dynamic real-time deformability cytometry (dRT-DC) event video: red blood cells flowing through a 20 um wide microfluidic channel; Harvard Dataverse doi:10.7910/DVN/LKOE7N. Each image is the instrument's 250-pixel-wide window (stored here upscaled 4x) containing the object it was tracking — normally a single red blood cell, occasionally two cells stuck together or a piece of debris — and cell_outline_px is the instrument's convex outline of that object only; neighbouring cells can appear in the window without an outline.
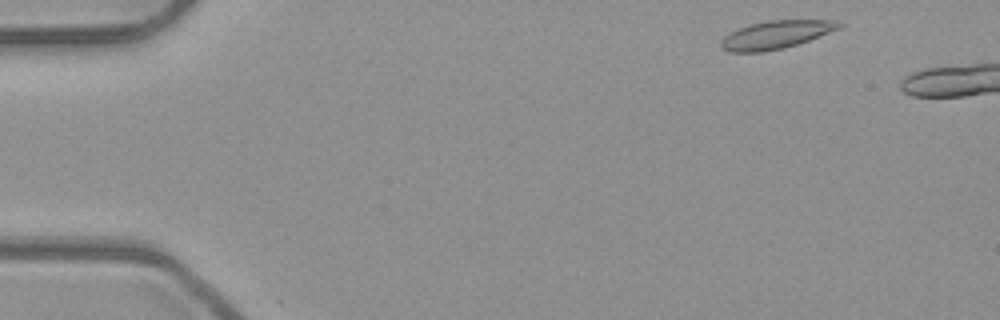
{"species": "common noctule bat (a hibernating species)", "species_latin": "Nyctalus noctula", "temperature_condition": "room temperature", "stored_images_in_passage": 3, "camera_frame_rate_fps": 3000, "um_per_image_px": 0.085, "animal": {"sex": "male", "body_mass_g": 23.1, "forearm_length_mm": 52.7}, "frame": {"image": 1, "passage_image": 1, "time_ms": 0.0, "image_size_px": [1000, 320], "cell_outline_px": [[844, 24], [840, 28], [808, 40], [784, 48], [760, 52], [728, 52], [720, 48], [720, 40], [724, 36], [748, 24], [768, 20], [836, 20]], "centroid_in_image_um": [65.92, 2.95], "position_along_channel_um": 19.1, "area_um2": 19.25}}